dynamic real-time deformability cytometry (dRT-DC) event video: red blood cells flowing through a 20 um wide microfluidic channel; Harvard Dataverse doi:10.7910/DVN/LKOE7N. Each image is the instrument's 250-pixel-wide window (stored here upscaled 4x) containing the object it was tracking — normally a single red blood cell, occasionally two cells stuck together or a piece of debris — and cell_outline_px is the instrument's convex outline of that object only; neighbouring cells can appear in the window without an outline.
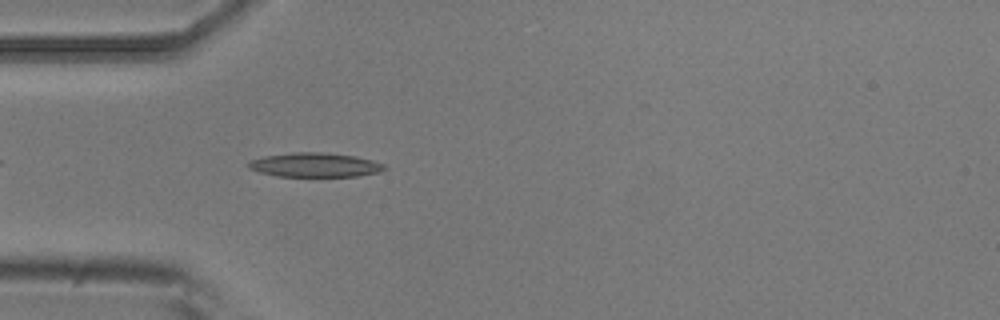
{"species": "common noctule bat (a hibernating species)", "species_latin": "Nyctalus noctula", "temperature_condition": "room temperature", "stored_images_in_passage": 42, "camera_frame_rate_fps": 3000, "um_per_image_px": 0.085, "animal": {"sex": "male", "body_mass_g": 20.5, "forearm_length_mm": 52.5}, "frame": {"image": 1, "passage_image": 4, "time_ms": 1.0, "image_size_px": [1000, 320], "cell_outline_px": [[388, 168], [380, 172], [356, 176], [276, 176], [260, 172], [248, 168], [248, 164], [252, 160], [264, 156], [292, 152], [324, 152], [356, 156], [372, 160], [384, 164]], "centroid_in_image_um": [26.8, 14.01], "position_along_channel_um": 58.2, "area_um2": 19.19}}
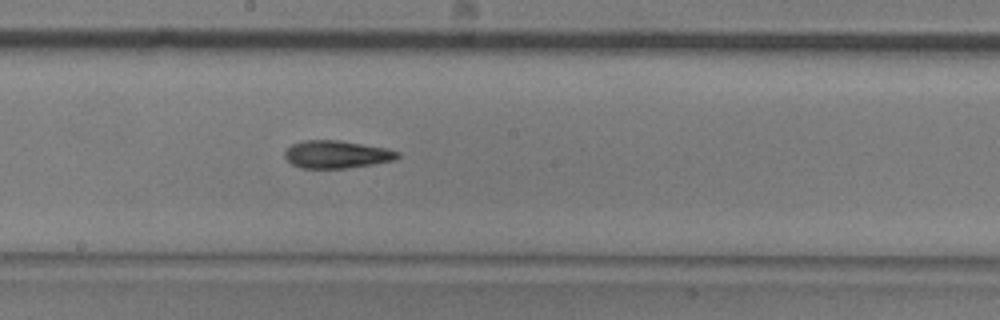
{"frame": {"image": 2, "passage_image": 17, "time_ms": 5.333, "image_size_px": [1000, 320], "cell_outline_px": [[400, 156], [396, 160], [372, 164], [344, 168], [300, 168], [292, 164], [284, 156], [284, 152], [292, 144], [304, 140], [340, 140], [384, 148], [400, 152]], "centroid_in_image_um": [28.61, 13.12], "position_along_channel_um": 219.6, "area_um2": 18.09}}
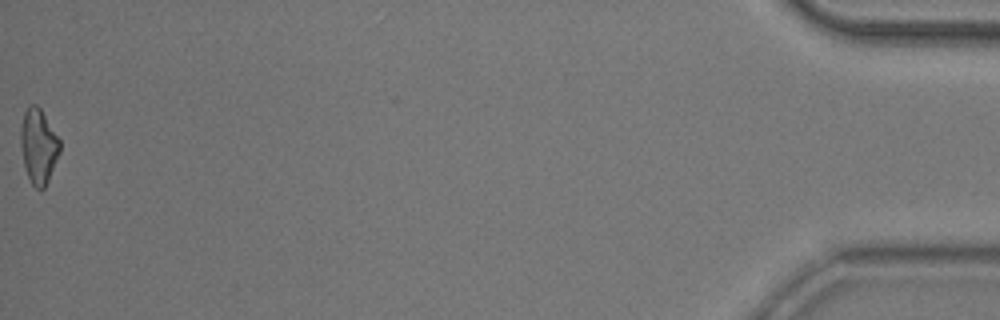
{"frame": {"image": 3, "passage_image": 42, "time_ms": 13.667, "image_size_px": [1000, 320], "cell_outline_px": [[60, 152], [48, 180], [44, 188], [36, 188], [32, 184], [28, 176], [24, 164], [20, 144], [20, 124], [24, 112], [28, 104], [36, 104], [40, 108], [60, 140]], "centroid_in_image_um": [3.25, 12.38], "position_along_channel_um": 431.9, "area_um2": 16.99}, "authors_computed_cell_mechanics": {"area_um2": 17.9758, "velocity_mm_per_s": 3.7591, "shape_relaxation_time_tau1_ms": 8.6492, "shape_relaxation_time_tau2_ms": 4.9919, "deformation_change_tau1": 0.2066, "deformation_change_tau2": 0.153}}